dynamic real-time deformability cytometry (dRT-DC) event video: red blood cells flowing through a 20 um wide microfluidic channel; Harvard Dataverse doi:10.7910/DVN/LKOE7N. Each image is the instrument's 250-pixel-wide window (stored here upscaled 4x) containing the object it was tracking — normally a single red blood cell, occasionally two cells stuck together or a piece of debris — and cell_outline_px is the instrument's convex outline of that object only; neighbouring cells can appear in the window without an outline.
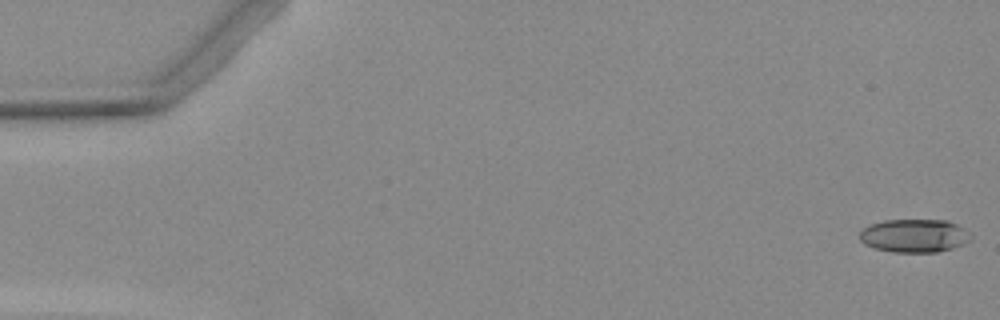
{"species": "Egyptian fruit bat (a non-hibernating species)", "species_latin": "Rousettus aegyptiacus", "temperature_condition": "warm", "stored_images_in_passage": 5, "camera_frame_rate_fps": 3000, "um_per_image_px": 0.085, "animal": {"sex": "female"}, "frame": {"image": 1, "passage_image": 1, "time_ms": 0.0, "image_size_px": [1000, 320], "cell_outline_px": [[972, 236], [968, 240], [952, 248], [936, 252], [892, 252], [872, 248], [864, 244], [860, 240], [860, 232], [868, 224], [884, 220], [948, 220], [956, 224]], "centroid_in_image_um": [77.64, 20.03], "position_along_channel_um": 7.4, "area_um2": 21.44}}
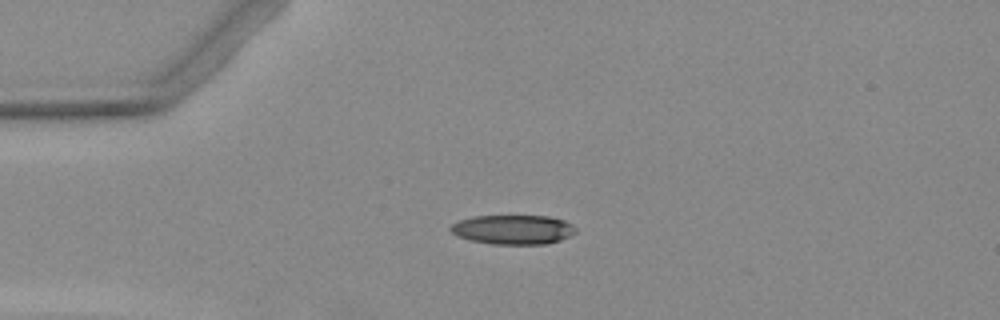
{"frame": {"image": 2, "passage_image": 4, "time_ms": 4.0, "image_size_px": [1000, 320], "cell_outline_px": [[576, 232], [560, 240], [548, 244], [492, 244], [472, 240], [456, 236], [448, 228], [452, 224], [460, 220], [472, 216], [548, 216], [564, 220], [576, 228]], "centroid_in_image_um": [43.6, 19.51], "position_along_channel_um": 41.4, "area_um2": 21.39}}